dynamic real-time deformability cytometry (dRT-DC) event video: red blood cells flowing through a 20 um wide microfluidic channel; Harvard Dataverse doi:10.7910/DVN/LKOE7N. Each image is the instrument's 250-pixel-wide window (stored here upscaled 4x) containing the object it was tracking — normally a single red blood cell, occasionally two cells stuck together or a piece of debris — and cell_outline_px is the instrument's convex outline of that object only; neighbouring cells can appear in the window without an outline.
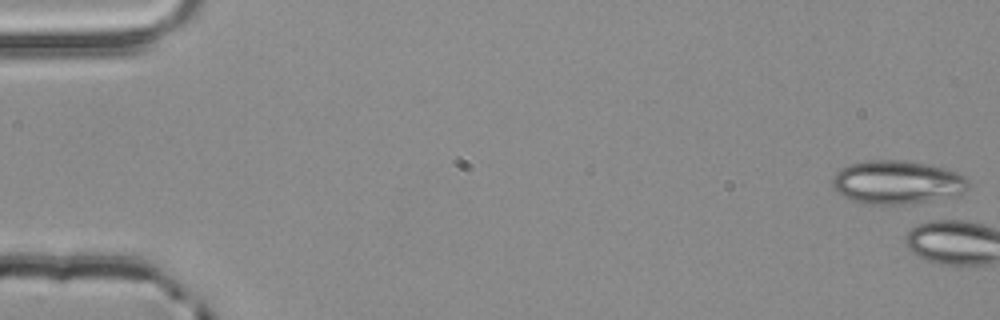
{"species": "common noctule bat (a hibernating species)", "species_latin": "Nyctalus noctula", "temperature_condition": "room temperature", "stored_images_in_passage": 4, "camera_frame_rate_fps": 3000, "um_per_image_px": 0.085, "animal": {"sex": "male", "body_mass_g": 20.4}, "frame": {"image": 1, "passage_image": 1, "time_ms": 0.0, "image_size_px": [1000, 320], "cell_outline_px": [[968, 188], [964, 192], [956, 196], [912, 204], [864, 204], [852, 200], [844, 196], [832, 184], [832, 176], [840, 168], [848, 164], [864, 160], [904, 160], [944, 168], [956, 172], [964, 176], [968, 180]], "centroid_in_image_um": [76.26, 15.49], "position_along_channel_um": 8.7, "area_um2": 34.62}}